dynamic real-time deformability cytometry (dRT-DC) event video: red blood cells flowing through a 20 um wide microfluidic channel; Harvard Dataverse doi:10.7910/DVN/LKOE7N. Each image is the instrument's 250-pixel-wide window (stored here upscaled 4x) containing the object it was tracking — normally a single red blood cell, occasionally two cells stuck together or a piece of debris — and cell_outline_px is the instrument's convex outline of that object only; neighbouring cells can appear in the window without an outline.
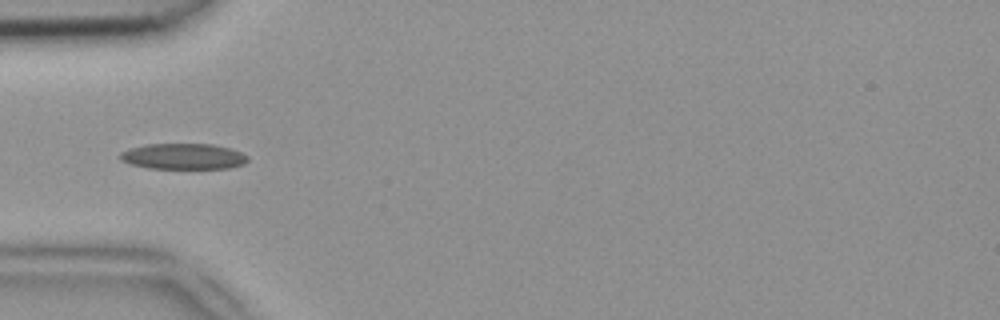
{"species": "common noctule bat (a hibernating species)", "species_latin": "Nyctalus noctula", "temperature_condition": "room temperature", "stored_images_in_passage": 10, "camera_frame_rate_fps": 3000, "um_per_image_px": 0.085, "animal": {"sex": "female", "body_mass_g": 18.4}, "frame": {"image": 1, "passage_image": 4, "time_ms": 1.0, "image_size_px": [1000, 320], "cell_outline_px": [[248, 160], [244, 164], [228, 168], [148, 168], [132, 164], [120, 160], [120, 152], [132, 148], [148, 144], [212, 144], [228, 148], [240, 152], [248, 156]], "centroid_in_image_um": [15.59, 13.29], "position_along_channel_um": 69.4, "area_um2": 18.96}}